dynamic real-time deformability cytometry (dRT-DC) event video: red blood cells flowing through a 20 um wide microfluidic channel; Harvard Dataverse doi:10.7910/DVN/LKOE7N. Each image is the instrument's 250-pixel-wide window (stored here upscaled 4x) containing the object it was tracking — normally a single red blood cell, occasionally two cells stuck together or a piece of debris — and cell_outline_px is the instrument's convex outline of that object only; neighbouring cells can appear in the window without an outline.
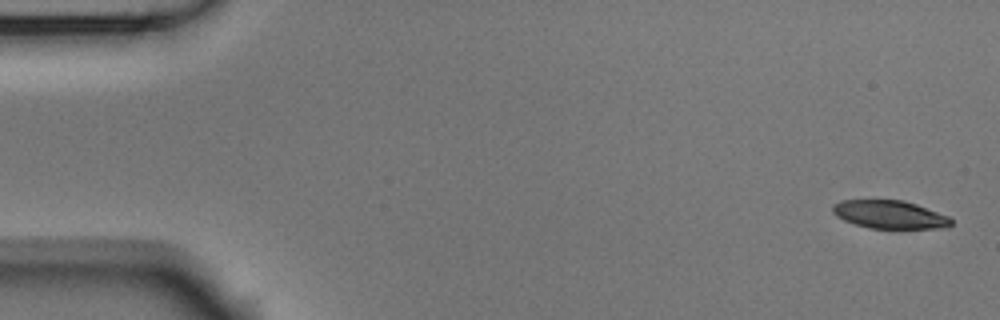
{"species": "Egyptian fruit bat (a non-hibernating species)", "species_latin": "Rousettus aegyptiacus", "temperature_condition": "room temperature", "stored_images_in_passage": 6, "segment_of_instrument_passage": [2, 2], "camera_frame_rate_fps": 3000, "um_per_image_px": 0.085, "animal": {"sex": "male"}, "frame": {"image": 1, "passage_image": 6, "time_ms": 1.667, "image_size_px": [1000, 320], "cell_outline_px": [[952, 224], [948, 228], [868, 228], [844, 220], [836, 216], [832, 212], [832, 204], [840, 200], [904, 200], [916, 204], [948, 216], [952, 220]], "centroid_in_image_um": [75.61, 18.23], "position_along_channel_um": 9.4, "area_um2": 19.42}}